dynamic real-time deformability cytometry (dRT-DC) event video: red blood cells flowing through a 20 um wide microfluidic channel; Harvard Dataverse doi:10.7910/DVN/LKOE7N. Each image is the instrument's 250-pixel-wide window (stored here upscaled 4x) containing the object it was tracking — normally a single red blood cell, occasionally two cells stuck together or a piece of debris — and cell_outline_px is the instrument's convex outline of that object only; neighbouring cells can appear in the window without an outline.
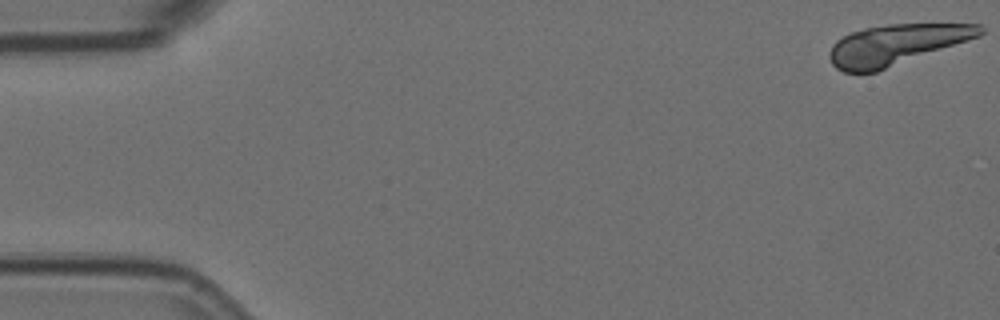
{"species": "Egyptian fruit bat (a non-hibernating species)", "species_latin": "Rousettus aegyptiacus", "temperature_condition": "room temperature", "stored_images_in_passage": 14, "camera_frame_rate_fps": 3000, "um_per_image_px": 0.085, "animal": {"sex": "female"}, "frame": {"image": 1, "passage_image": 1, "time_ms": 0.0, "image_size_px": [1000, 320], "cell_outline_px": [[984, 32], [980, 36], [876, 72], [844, 72], [836, 68], [832, 64], [828, 56], [828, 52], [832, 44], [836, 40], [852, 32], [868, 28], [888, 24], [980, 24], [984, 28]], "centroid_in_image_um": [76.15, 3.8], "position_along_channel_um": 8.8, "area_um2": 35.2}}